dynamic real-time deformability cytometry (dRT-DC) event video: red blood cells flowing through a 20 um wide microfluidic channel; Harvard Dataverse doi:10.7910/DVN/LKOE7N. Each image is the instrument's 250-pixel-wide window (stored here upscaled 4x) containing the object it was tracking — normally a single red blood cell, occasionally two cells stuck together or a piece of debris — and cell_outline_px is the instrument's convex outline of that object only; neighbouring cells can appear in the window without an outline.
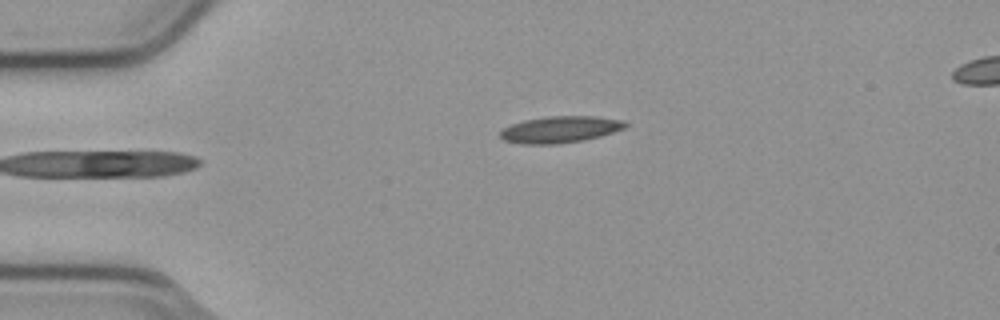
{"species": "common noctule bat (a hibernating species)", "species_latin": "Nyctalus noctula", "temperature_condition": "cold", "stored_images_in_passage": 36, "camera_frame_rate_fps": 3000, "um_per_image_px": 0.085, "animal": {"sex": "male", "body_mass_g": 23.1, "forearm_length_mm": 52.7}, "frame": {"image": 1, "passage_image": 1, "time_ms": 0.0, "image_size_px": [1000, 320], "cell_outline_px": [[628, 124], [624, 128], [600, 136], [584, 140], [556, 144], [524, 144], [504, 140], [500, 136], [500, 132], [504, 128], [512, 124], [524, 120], [548, 116], [592, 116], [624, 120]], "centroid_in_image_um": [47.61, 11.0], "position_along_channel_um": 37.4, "area_um2": 19.25}}
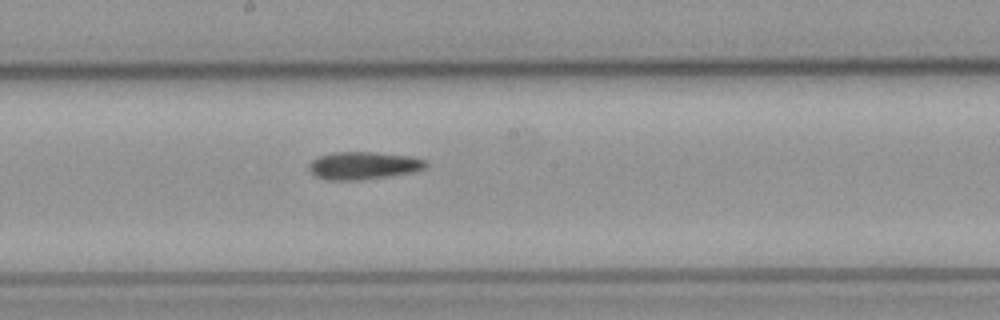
{"frame": {"image": 2, "passage_image": 18, "time_ms": 5.667, "image_size_px": [1000, 320], "cell_outline_px": [[428, 164], [424, 168], [412, 172], [388, 176], [356, 180], [328, 180], [316, 176], [308, 168], [308, 164], [316, 156], [332, 152], [372, 152], [408, 156], [424, 160]], "centroid_in_image_um": [30.82, 14.06], "position_along_channel_um": 217.4, "area_um2": 18.67}}
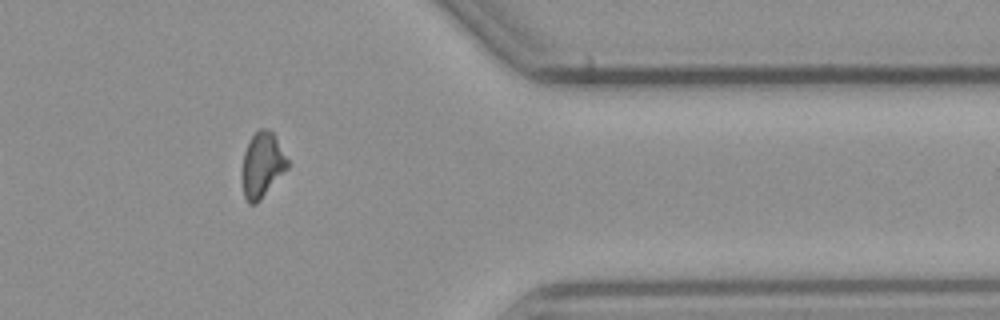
{"frame": {"image": 3, "passage_image": 33, "time_ms": 10.667, "image_size_px": [1000, 320], "cell_outline_px": [[288, 168], [260, 200], [256, 204], [248, 204], [244, 196], [244, 152], [252, 136], [260, 128], [268, 128], [276, 136], [288, 160]], "centroid_in_image_um": [22.33, 14.0], "position_along_channel_um": 389.1, "area_um2": 16.82}}